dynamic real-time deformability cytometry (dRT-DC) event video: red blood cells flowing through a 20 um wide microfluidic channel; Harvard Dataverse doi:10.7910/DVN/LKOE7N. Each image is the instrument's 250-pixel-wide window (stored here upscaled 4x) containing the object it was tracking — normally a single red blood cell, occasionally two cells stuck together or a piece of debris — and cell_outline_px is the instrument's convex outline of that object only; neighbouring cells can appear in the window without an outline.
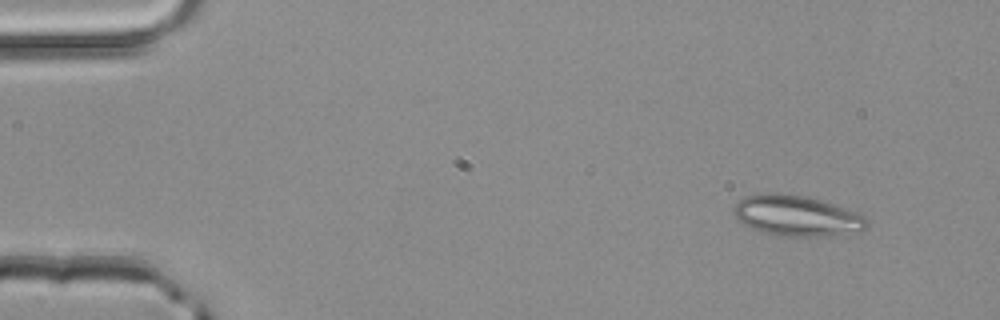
{"species": "common noctule bat (a hibernating species)", "species_latin": "Nyctalus noctula", "temperature_condition": "room temperature", "stored_images_in_passage": 2, "camera_frame_rate_fps": 3000, "um_per_image_px": 0.085, "animal": {"sex": "male", "body_mass_g": 20.4}, "frame": {"image": 1, "passage_image": 1, "time_ms": 0.0, "image_size_px": [1000, 320], "cell_outline_px": [[868, 224], [860, 232], [820, 236], [776, 236], [752, 228], [744, 224], [736, 216], [732, 208], [744, 196], [776, 192], [808, 196], [848, 208], [868, 216]], "centroid_in_image_um": [67.78, 18.33], "position_along_channel_um": 17.2, "area_um2": 31.73}}